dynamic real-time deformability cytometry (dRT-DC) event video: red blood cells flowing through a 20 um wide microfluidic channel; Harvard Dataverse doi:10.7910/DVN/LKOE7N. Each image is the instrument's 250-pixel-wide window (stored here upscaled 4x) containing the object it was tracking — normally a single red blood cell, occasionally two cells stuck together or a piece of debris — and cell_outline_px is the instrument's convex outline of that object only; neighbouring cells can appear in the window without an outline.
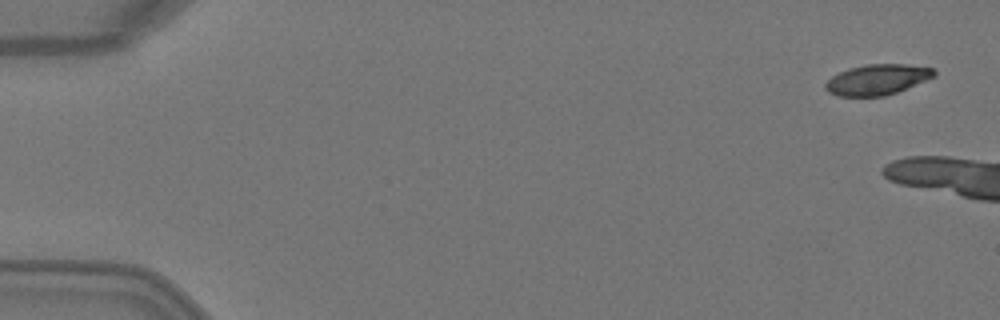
{"species": "Egyptian fruit bat (a non-hibernating species)", "species_latin": "Rousettus aegyptiacus", "temperature_condition": "warm", "stored_images_in_passage": 3, "camera_frame_rate_fps": 3000, "um_per_image_px": 0.085, "animal": {"sex": "female"}, "frame": {"image": 1, "passage_image": 1, "time_ms": 0.0, "image_size_px": [1000, 320], "cell_outline_px": [[936, 76], [896, 92], [884, 96], [836, 96], [828, 92], [824, 88], [824, 84], [832, 76], [848, 68], [864, 64], [904, 64], [932, 68], [936, 72]], "centroid_in_image_um": [74.53, 6.76], "position_along_channel_um": 10.5, "area_um2": 19.31}}